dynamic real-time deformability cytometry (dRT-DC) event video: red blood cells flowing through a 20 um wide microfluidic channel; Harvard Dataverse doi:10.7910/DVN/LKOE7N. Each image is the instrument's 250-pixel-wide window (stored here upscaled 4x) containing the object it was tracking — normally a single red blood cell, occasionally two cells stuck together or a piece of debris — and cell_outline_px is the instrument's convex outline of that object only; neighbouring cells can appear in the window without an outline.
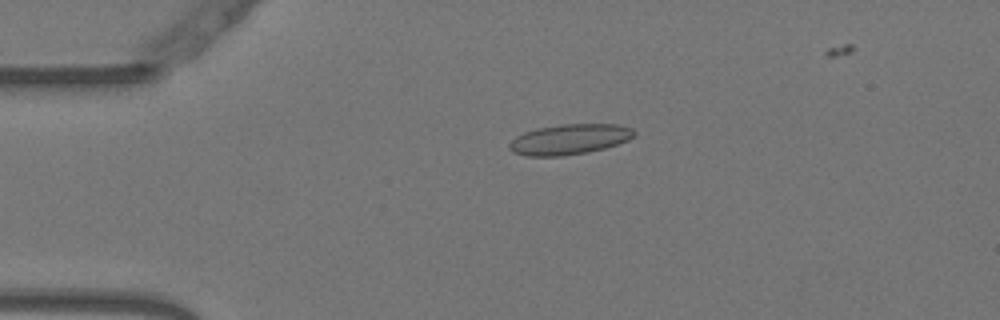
{"species": "Egyptian fruit bat (a non-hibernating species)", "species_latin": "Rousettus aegyptiacus", "temperature_condition": "warm", "stored_images_in_passage": 31, "camera_frame_rate_fps": 3000, "um_per_image_px": 0.085, "animal": {"sex": "female"}, "frame": {"image": 1, "passage_image": 12, "time_ms": 3.667, "image_size_px": [1000, 320], "cell_outline_px": [[636, 136], [628, 140], [604, 148], [588, 152], [564, 156], [524, 156], [512, 152], [508, 148], [508, 144], [516, 136], [524, 132], [536, 128], [560, 124], [620, 124], [632, 128], [636, 132]], "centroid_in_image_um": [48.4, 11.84], "position_along_channel_um": 36.6, "area_um2": 22.37}}
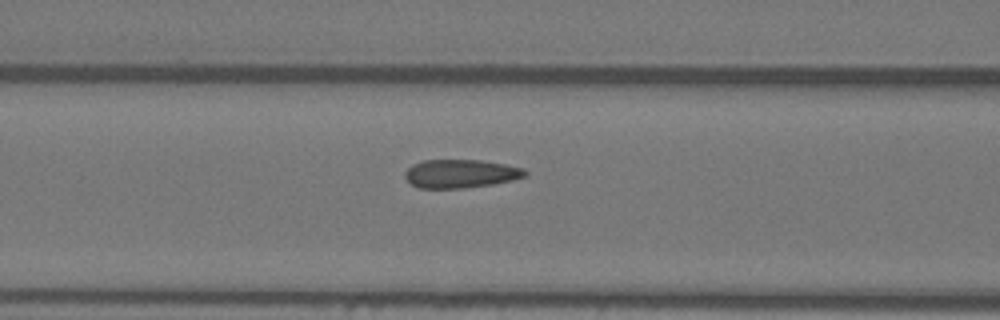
{"frame": {"image": 2, "passage_image": 22, "time_ms": 7.0, "image_size_px": [1000, 320], "cell_outline_px": [[528, 172], [524, 176], [512, 180], [492, 184], [464, 188], [420, 188], [412, 184], [404, 176], [404, 172], [412, 164], [424, 160], [480, 160], [504, 164], [524, 168]], "centroid_in_image_um": [39.14, 14.76], "position_along_channel_um": 127.5, "area_um2": 19.83}}
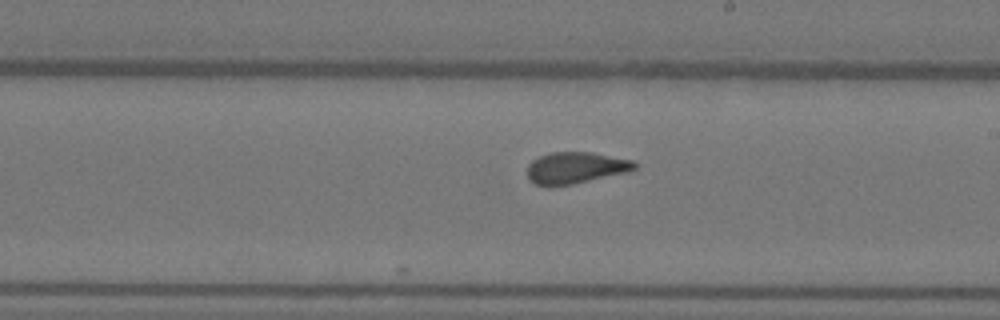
{"frame": {"image": 3, "passage_image": 31, "time_ms": 10.0, "image_size_px": [1000, 320], "cell_outline_px": [[636, 168], [628, 172], [572, 184], [536, 184], [528, 180], [528, 164], [532, 160], [540, 156], [552, 152], [592, 152], [632, 160], [636, 164]], "centroid_in_image_um": [48.94, 14.24], "position_along_channel_um": 240.1, "area_um2": 19.36}}